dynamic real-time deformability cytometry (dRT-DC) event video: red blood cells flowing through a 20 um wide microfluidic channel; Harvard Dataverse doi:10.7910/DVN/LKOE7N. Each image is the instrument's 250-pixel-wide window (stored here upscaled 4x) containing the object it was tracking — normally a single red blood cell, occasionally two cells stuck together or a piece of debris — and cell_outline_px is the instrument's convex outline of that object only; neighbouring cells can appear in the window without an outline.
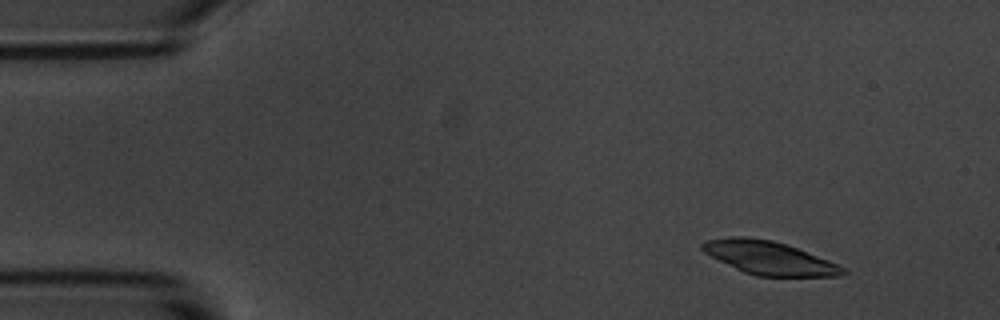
{"species": "common noctule bat (a hibernating species)", "species_latin": "Nyctalus noctula", "temperature_condition": "room temperature", "stored_images_in_passage": 4, "camera_frame_rate_fps": 3000, "um_per_image_px": 0.085, "animal": {"sex": "male", "body_mass_g": 20.1, "forearm_length_mm": 53.5}, "frame": {"image": 1, "passage_image": 1, "time_ms": 0.0, "image_size_px": [1000, 320], "cell_outline_px": [[848, 272], [840, 276], [756, 276], [744, 272], [704, 252], [700, 248], [700, 244], [704, 240], [728, 236], [744, 236], [772, 240], [796, 248], [840, 264]], "centroid_in_image_um": [65.37, 21.91], "position_along_channel_um": 19.6, "area_um2": 27.17}}